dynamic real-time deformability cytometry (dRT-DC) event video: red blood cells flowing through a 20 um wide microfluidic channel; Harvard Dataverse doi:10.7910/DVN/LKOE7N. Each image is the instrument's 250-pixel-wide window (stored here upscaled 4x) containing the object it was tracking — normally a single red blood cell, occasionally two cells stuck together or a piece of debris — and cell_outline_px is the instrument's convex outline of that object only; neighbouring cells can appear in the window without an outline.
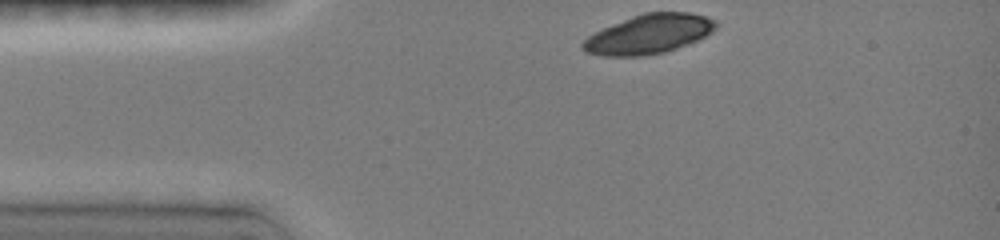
{"species": "common noctule bat (a hibernating species)", "species_latin": "Nyctalus noctula", "temperature_condition": "room temperature", "stored_images_in_passage": 34, "camera_frame_rate_fps": 3000, "um_per_image_px": 0.085, "animal": {"sex": "female", "body_mass_g": 19.0, "forearm_length_mm": 51.5}, "frame": {"image": 1, "passage_image": 1, "time_ms": 0.0, "image_size_px": [1000, 240], "cell_outline_px": [[716, 28], [712, 32], [696, 40], [664, 52], [636, 56], [604, 56], [588, 52], [580, 44], [588, 36], [612, 24], [632, 16], [644, 12], [688, 12], [704, 16], [716, 20]], "centroid_in_image_um": [55.15, 2.88], "position_along_channel_um": 29.8, "area_um2": 29.94}}